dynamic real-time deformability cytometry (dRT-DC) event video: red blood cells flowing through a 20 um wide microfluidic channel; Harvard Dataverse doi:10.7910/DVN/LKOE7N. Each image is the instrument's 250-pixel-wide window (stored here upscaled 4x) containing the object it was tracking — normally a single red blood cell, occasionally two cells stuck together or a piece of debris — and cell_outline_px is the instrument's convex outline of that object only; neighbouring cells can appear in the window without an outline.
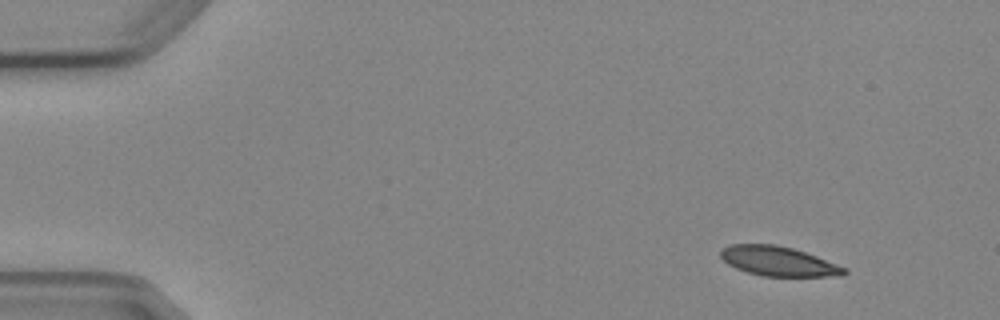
{"species": "Egyptian fruit bat (a non-hibernating species)", "species_latin": "Rousettus aegyptiacus", "temperature_condition": "cold", "stored_images_in_passage": 4, "camera_frame_rate_fps": 3000, "um_per_image_px": 0.085, "animal": {"sex": "female"}, "frame": {"image": 1, "passage_image": 1, "time_ms": 0.0, "image_size_px": [1000, 320], "cell_outline_px": [[848, 272], [844, 276], [764, 276], [748, 272], [736, 268], [728, 264], [720, 256], [720, 252], [724, 248], [732, 244], [776, 244], [792, 248], [816, 256], [848, 268]], "centroid_in_image_um": [66.2, 22.21], "position_along_channel_um": 18.8, "area_um2": 21.21}}
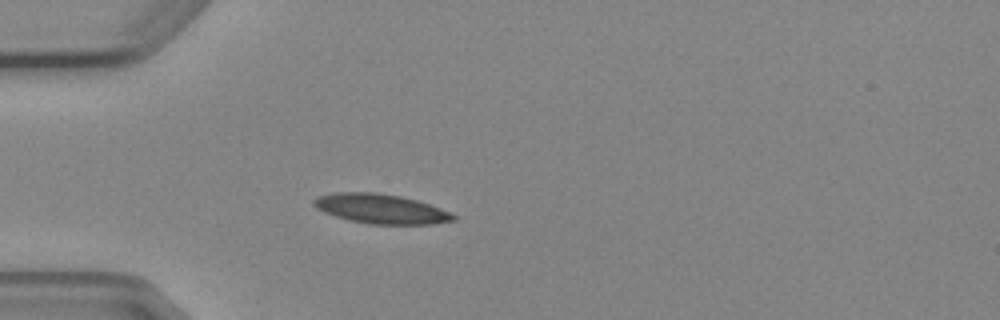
{"frame": {"image": 2, "passage_image": 4, "time_ms": 3.333, "image_size_px": [1000, 320], "cell_outline_px": [[456, 220], [432, 224], [368, 224], [348, 220], [324, 212], [316, 208], [312, 204], [312, 200], [316, 196], [332, 192], [376, 192], [400, 196], [416, 200], [428, 204], [448, 212], [456, 216]], "centroid_in_image_um": [32.3, 17.74], "position_along_channel_um": 52.7, "area_um2": 24.04}}